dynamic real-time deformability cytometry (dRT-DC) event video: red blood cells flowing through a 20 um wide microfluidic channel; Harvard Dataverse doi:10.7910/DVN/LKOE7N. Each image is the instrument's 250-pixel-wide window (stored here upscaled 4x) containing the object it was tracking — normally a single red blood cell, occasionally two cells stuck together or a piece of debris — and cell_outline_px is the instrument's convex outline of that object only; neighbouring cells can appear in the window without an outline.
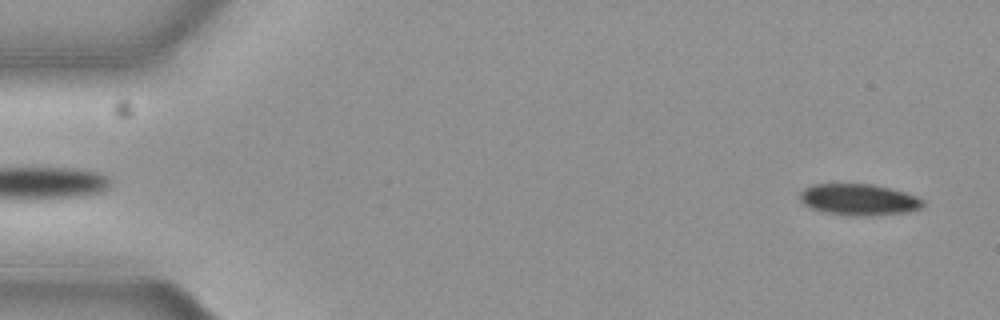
{"species": "common noctule bat (a hibernating species)", "species_latin": "Nyctalus noctula", "temperature_condition": "cold", "stored_images_in_passage": 55, "camera_frame_rate_fps": 3000, "um_per_image_px": 0.085, "animal": {"sex": "female", "body_mass_g": 19.3, "forearm_length_mm": 54.1}, "frame": {"image": 1, "passage_image": 2, "time_ms": 0.333, "image_size_px": [1000, 320], "cell_outline_px": [[924, 204], [920, 208], [908, 212], [872, 216], [844, 216], [820, 212], [808, 208], [800, 200], [800, 192], [804, 188], [812, 184], [872, 184], [892, 188], [916, 196], [924, 200]], "centroid_in_image_um": [72.96, 16.98], "position_along_channel_um": 12.0, "area_um2": 23.0}}
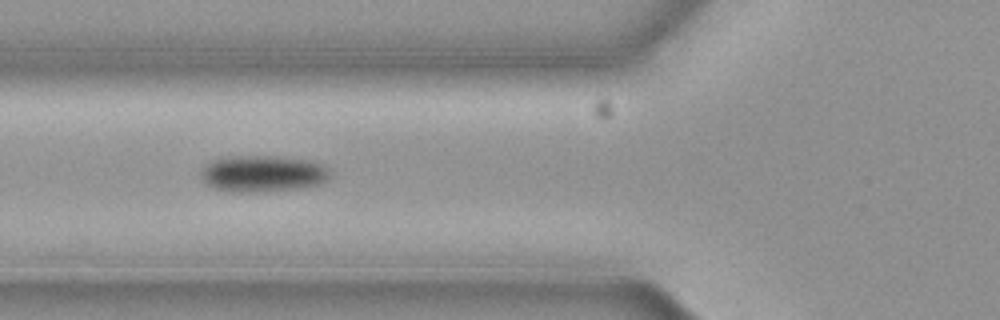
{"frame": {"image": 2, "passage_image": 20, "time_ms": 6.333, "image_size_px": [1000, 320], "cell_outline_px": [[332, 176], [328, 180], [320, 184], [304, 188], [256, 192], [228, 192], [216, 188], [208, 184], [200, 176], [200, 172], [204, 164], [212, 160], [228, 156], [276, 156], [312, 160], [324, 164], [328, 168]], "centroid_in_image_um": [22.38, 14.75], "position_along_channel_um": 103.4, "area_um2": 28.03}}
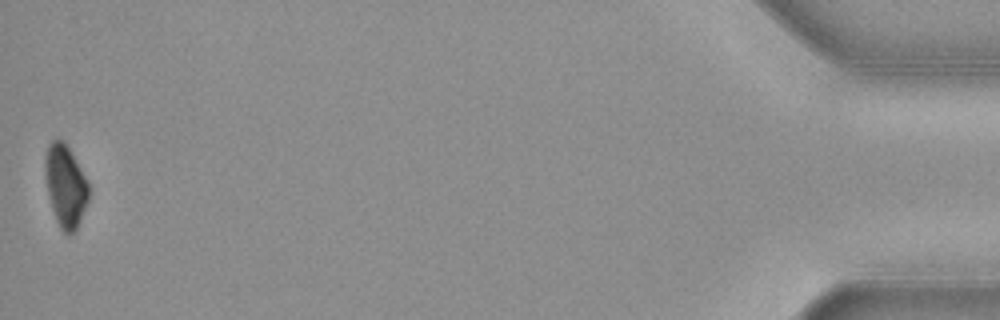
{"frame": {"image": 3, "passage_image": 55, "time_ms": 18.0, "image_size_px": [1000, 320], "cell_outline_px": [[88, 200], [76, 232], [68, 236], [60, 228], [56, 220], [52, 208], [48, 192], [44, 172], [44, 160], [48, 144], [52, 140], [64, 140], [88, 180]], "centroid_in_image_um": [5.56, 15.81], "position_along_channel_um": 429.6, "area_um2": 20.98}}